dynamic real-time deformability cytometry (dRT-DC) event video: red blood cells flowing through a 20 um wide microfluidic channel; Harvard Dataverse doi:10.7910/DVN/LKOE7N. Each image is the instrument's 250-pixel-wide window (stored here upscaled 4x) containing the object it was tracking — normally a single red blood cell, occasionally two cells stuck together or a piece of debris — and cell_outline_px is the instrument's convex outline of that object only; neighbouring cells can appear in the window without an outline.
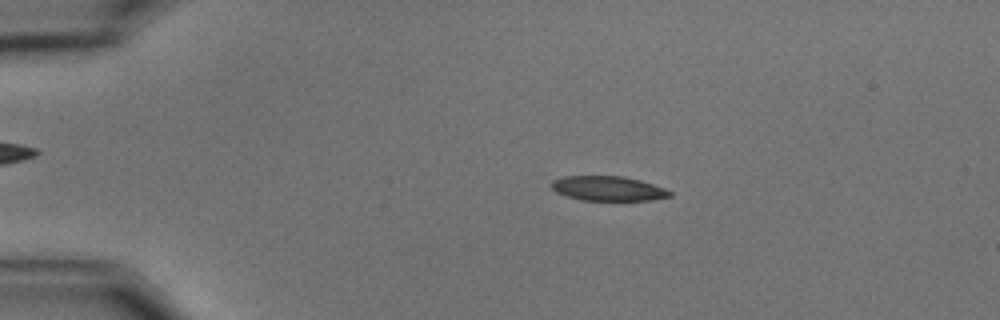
{"species": "common noctule bat (a hibernating species)", "species_latin": "Nyctalus noctula", "temperature_condition": "cold", "stored_images_in_passage": 56, "camera_frame_rate_fps": 3000, "um_per_image_px": 0.085, "animal": {"sex": "male", "body_mass_g": 15.6}, "frame": {"image": 1, "passage_image": 11, "time_ms": 3.333, "image_size_px": [1000, 320], "cell_outline_px": [[672, 196], [648, 200], [580, 200], [556, 192], [552, 188], [552, 180], [564, 176], [624, 176], [640, 180], [664, 188], [672, 192]], "centroid_in_image_um": [51.68, 16.01], "position_along_channel_um": 33.3, "area_um2": 16.88}}
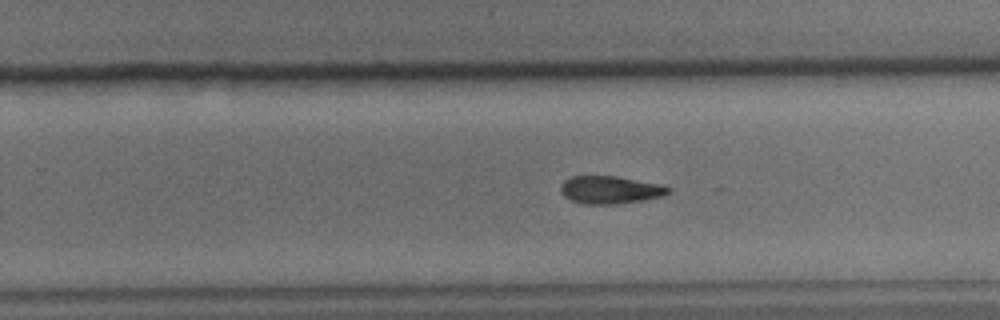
{"frame": {"image": 2, "passage_image": 36, "time_ms": 11.667, "image_size_px": [1000, 320], "cell_outline_px": [[672, 188], [664, 196], [644, 200], [616, 204], [584, 204], [572, 200], [564, 196], [560, 192], [560, 184], [564, 180], [572, 176], [616, 176], [664, 184]], "centroid_in_image_um": [51.89, 16.13], "position_along_channel_um": 277.9, "area_um2": 17.63}}
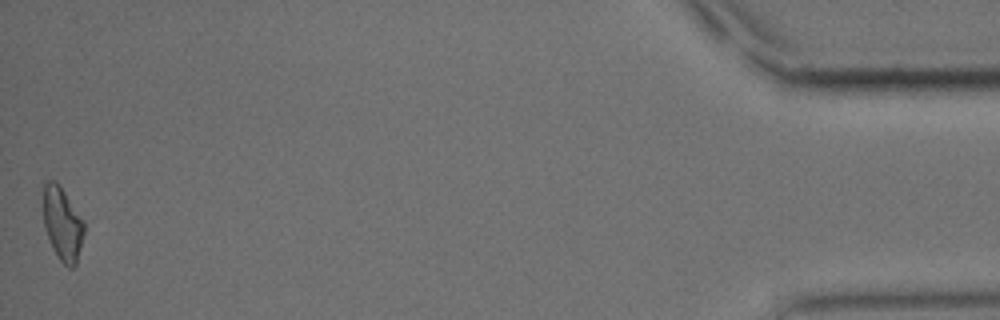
{"frame": {"image": 3, "passage_image": 56, "time_ms": 18.333, "image_size_px": [1000, 320], "cell_outline_px": [[84, 232], [76, 264], [72, 268], [68, 268], [60, 260], [52, 248], [44, 224], [44, 184], [48, 180], [56, 180], [60, 184], [84, 220]], "centroid_in_image_um": [5.32, 19.0], "position_along_channel_um": 429.9, "area_um2": 17.4}, "authors_computed_cell_mechanics": {"area_um2": 17.8891, "velocity_mm_per_s": 3.5611, "shape_relaxation_time_tau1_ms": 4.8681, "shape_relaxation_time_tau2_ms": 8.1228, "deformation_change_tau1": 0.1383, "deformation_change_tau2": 0.1699}}